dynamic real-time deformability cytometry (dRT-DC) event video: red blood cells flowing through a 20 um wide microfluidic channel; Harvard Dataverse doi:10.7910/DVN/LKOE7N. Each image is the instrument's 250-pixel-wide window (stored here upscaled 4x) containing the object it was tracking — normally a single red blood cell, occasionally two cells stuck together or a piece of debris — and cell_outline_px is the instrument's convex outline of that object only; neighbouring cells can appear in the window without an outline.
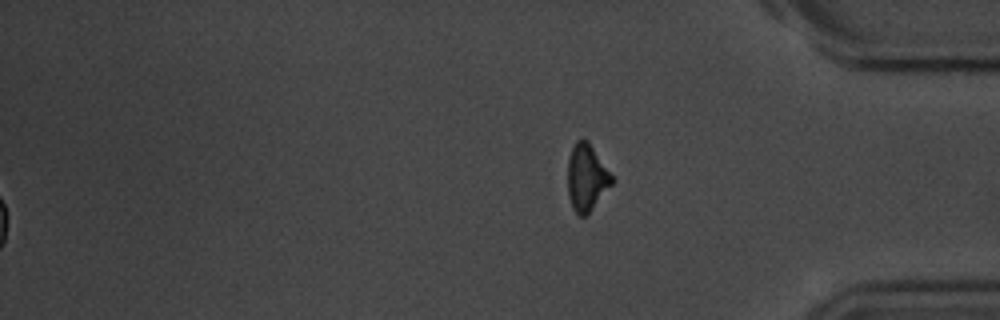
{"species": "common noctule bat (a hibernating species)", "species_latin": "Nyctalus noctula", "temperature_condition": "room temperature", "stored_images_in_passage": 53, "segment_of_instrument_passage": [2, 2], "camera_frame_rate_fps": 3000, "um_per_image_px": 0.085, "animal": {"sex": "male", "body_mass_g": 20.1, "forearm_length_mm": 53.5}, "frame": {"image": 1, "passage_image": 53, "time_ms": 17.333, "image_size_px": [1000, 320], "cell_outline_px": [[616, 180], [592, 208], [584, 216], [580, 216], [572, 208], [568, 196], [568, 160], [572, 148], [576, 140], [584, 136], [588, 140]], "centroid_in_image_um": [49.87, 15.05], "position_along_channel_um": 385.3, "area_um2": 17.28}}